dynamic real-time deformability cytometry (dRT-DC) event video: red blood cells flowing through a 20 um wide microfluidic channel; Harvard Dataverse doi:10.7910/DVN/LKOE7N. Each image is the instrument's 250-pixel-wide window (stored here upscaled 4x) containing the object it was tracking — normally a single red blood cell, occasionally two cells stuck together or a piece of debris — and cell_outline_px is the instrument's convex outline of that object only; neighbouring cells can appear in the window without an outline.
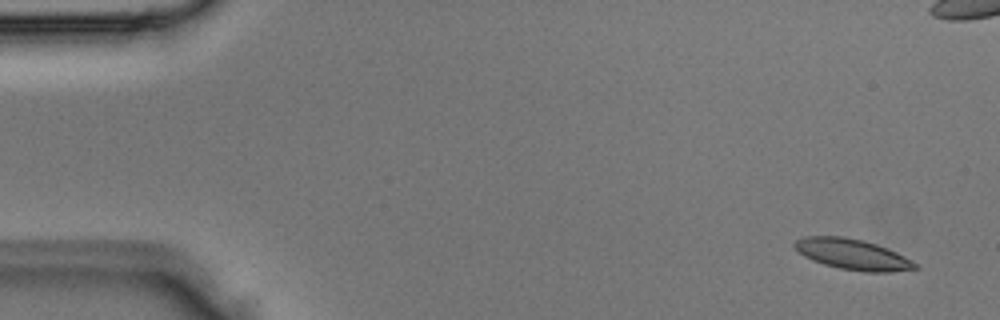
{"species": "Egyptian fruit bat (a non-hibernating species)", "species_latin": "Rousettus aegyptiacus", "temperature_condition": "room temperature", "stored_images_in_passage": 5, "camera_frame_rate_fps": 3000, "um_per_image_px": 0.085, "animal": {"sex": "male"}, "frame": {"image": 1, "passage_image": 5, "time_ms": 1.333, "image_size_px": [1000, 320], "cell_outline_px": [[920, 268], [888, 272], [868, 272], [840, 268], [824, 264], [812, 260], [804, 256], [792, 244], [796, 240], [804, 236], [840, 236], [864, 240], [876, 244], [896, 252], [920, 264]], "centroid_in_image_um": [72.49, 21.62], "position_along_channel_um": 12.5, "area_um2": 21.44}}